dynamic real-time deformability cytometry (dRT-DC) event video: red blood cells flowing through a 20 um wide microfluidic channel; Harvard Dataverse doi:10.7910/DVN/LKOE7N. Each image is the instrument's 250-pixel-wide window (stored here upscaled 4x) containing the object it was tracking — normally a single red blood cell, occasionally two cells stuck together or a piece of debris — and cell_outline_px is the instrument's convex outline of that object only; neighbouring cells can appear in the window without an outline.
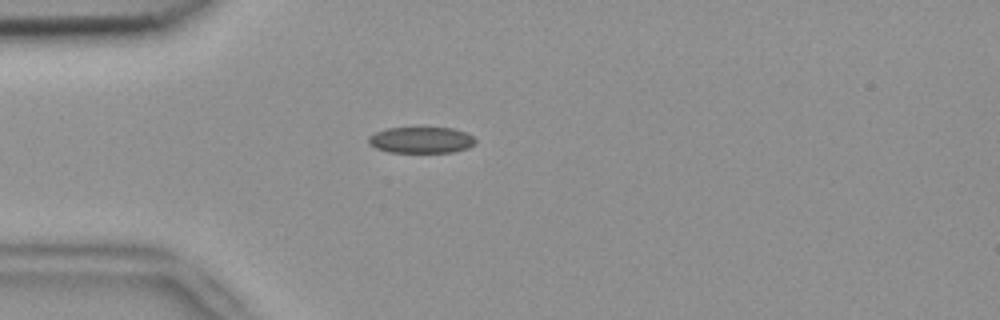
{"species": "common noctule bat (a hibernating species)", "species_latin": "Nyctalus noctula", "temperature_condition": "room temperature", "stored_images_in_passage": 52, "camera_frame_rate_fps": 3000, "um_per_image_px": 0.085, "animal": {"sex": "female", "body_mass_g": 18.4}, "frame": {"image": 1, "passage_image": 14, "time_ms": 4.333, "image_size_px": [1000, 320], "cell_outline_px": [[476, 144], [468, 148], [452, 152], [388, 152], [376, 148], [368, 144], [368, 136], [376, 132], [388, 128], [452, 128], [464, 132], [472, 136], [476, 140]], "centroid_in_image_um": [35.79, 11.91], "position_along_channel_um": 49.2, "area_um2": 16.3}}
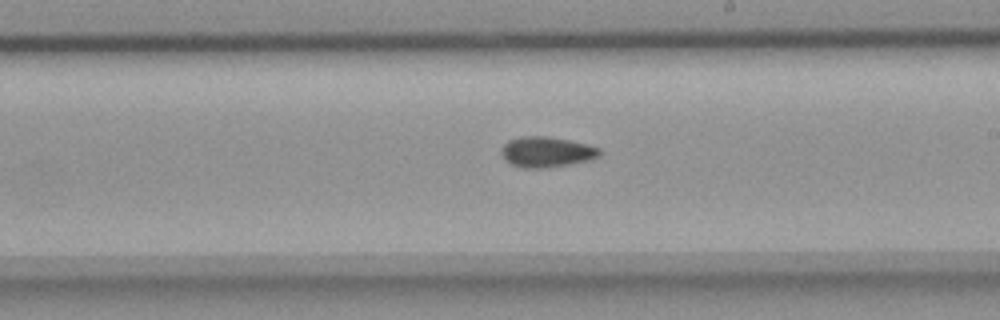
{"frame": {"image": 2, "passage_image": 30, "time_ms": 9.667, "image_size_px": [1000, 320], "cell_outline_px": [[600, 156], [592, 160], [568, 164], [540, 168], [524, 168], [512, 164], [504, 156], [504, 144], [508, 140], [520, 136], [548, 136], [588, 144], [600, 148]], "centroid_in_image_um": [46.52, 12.9], "position_along_channel_um": 242.5, "area_um2": 17.17}}
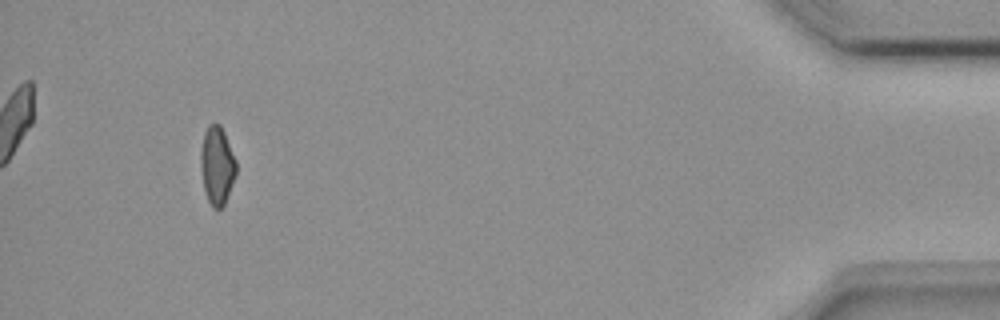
{"frame": {"image": 3, "passage_image": 49, "time_ms": 16.0, "image_size_px": [1000, 320], "cell_outline_px": [[236, 172], [224, 204], [220, 208], [212, 208], [208, 200], [204, 188], [200, 168], [200, 152], [204, 132], [208, 124], [220, 124], [224, 132], [236, 160]], "centroid_in_image_um": [18.43, 14.04], "position_along_channel_um": 416.8, "area_um2": 16.01}, "authors_computed_cell_mechanics": {"area_um2": 16.7331, "velocity_mm_per_s": 3.8576, "shape_relaxation_time_tau1_ms": null, "shape_relaxation_time_tau2_ms": 8.4825, "deformation_change_tau1": null, "deformation_change_tau2": 0.1318}}